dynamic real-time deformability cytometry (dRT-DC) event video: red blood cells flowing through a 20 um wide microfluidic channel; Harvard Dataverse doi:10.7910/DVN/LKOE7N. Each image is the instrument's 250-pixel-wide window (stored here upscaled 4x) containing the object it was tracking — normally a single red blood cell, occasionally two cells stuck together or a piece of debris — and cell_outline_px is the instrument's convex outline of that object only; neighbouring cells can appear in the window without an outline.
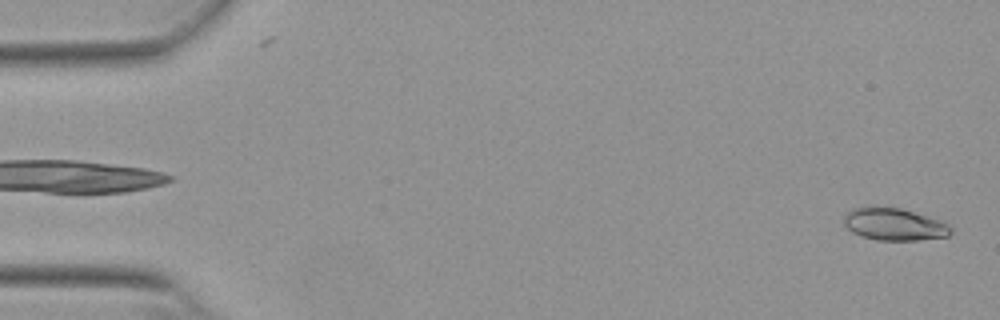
{"species": "Egyptian fruit bat (a non-hibernating species)", "species_latin": "Rousettus aegyptiacus", "temperature_condition": "warm", "stored_images_in_passage": 52, "camera_frame_rate_fps": 3000, "um_per_image_px": 0.085, "animal": {"sex": "female"}, "frame": {"image": 1, "passage_image": 1, "time_ms": 0.0, "image_size_px": [1000, 320], "cell_outline_px": [[952, 232], [948, 236], [916, 240], [876, 240], [860, 236], [852, 232], [844, 224], [844, 216], [852, 208], [872, 204], [900, 208], [940, 220], [948, 224], [952, 228]], "centroid_in_image_um": [75.96, 19.04], "position_along_channel_um": 9.0, "area_um2": 20.46}}
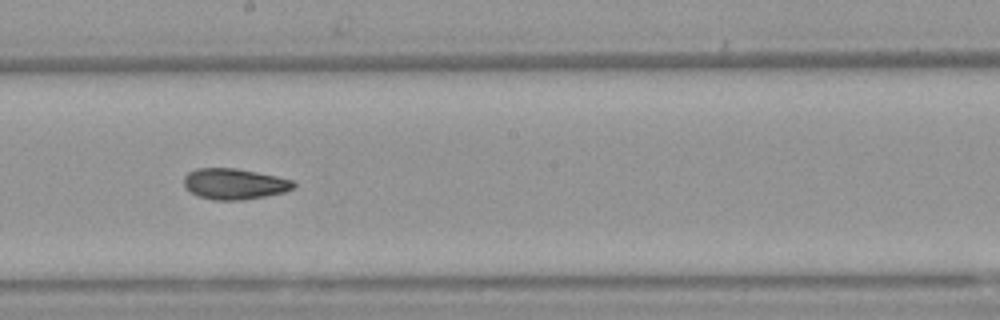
{"frame": {"image": 2, "passage_image": 29, "time_ms": 9.333, "image_size_px": [1000, 320], "cell_outline_px": [[296, 188], [284, 192], [244, 200], [212, 200], [200, 196], [184, 188], [184, 176], [188, 172], [196, 168], [236, 168], [276, 176], [292, 180], [296, 184]], "centroid_in_image_um": [19.92, 15.63], "position_along_channel_um": 228.3, "area_um2": 19.77}}
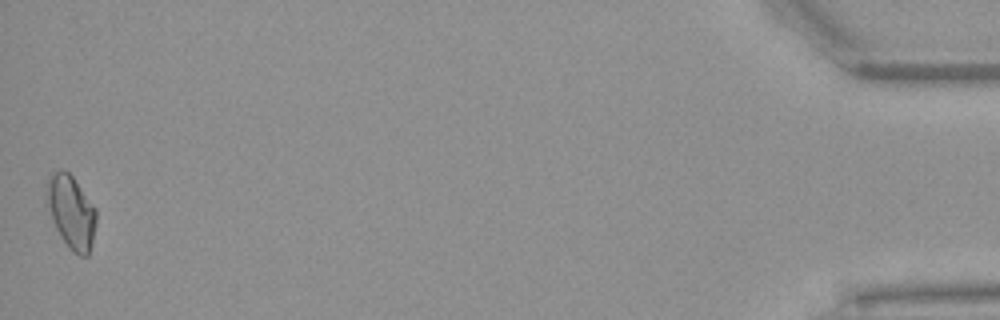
{"frame": {"image": 3, "passage_image": 52, "time_ms": 17.0, "image_size_px": [1000, 320], "cell_outline_px": [[96, 224], [88, 256], [80, 256], [72, 252], [68, 248], [60, 236], [56, 228], [48, 204], [48, 180], [52, 172], [68, 172], [72, 176], [96, 208]], "centroid_in_image_um": [6.1, 18.07], "position_along_channel_um": 429.1, "area_um2": 20.46}, "authors_computed_cell_mechanics": {"area_um2": 19.7676, "velocity_mm_per_s": 3.8609, "shape_relaxation_time_tau1_ms": 10.2311, "shape_relaxation_time_tau2_ms": 3.1233, "deformation_change_tau1": 0.1984, "deformation_change_tau2": 0.0744}}